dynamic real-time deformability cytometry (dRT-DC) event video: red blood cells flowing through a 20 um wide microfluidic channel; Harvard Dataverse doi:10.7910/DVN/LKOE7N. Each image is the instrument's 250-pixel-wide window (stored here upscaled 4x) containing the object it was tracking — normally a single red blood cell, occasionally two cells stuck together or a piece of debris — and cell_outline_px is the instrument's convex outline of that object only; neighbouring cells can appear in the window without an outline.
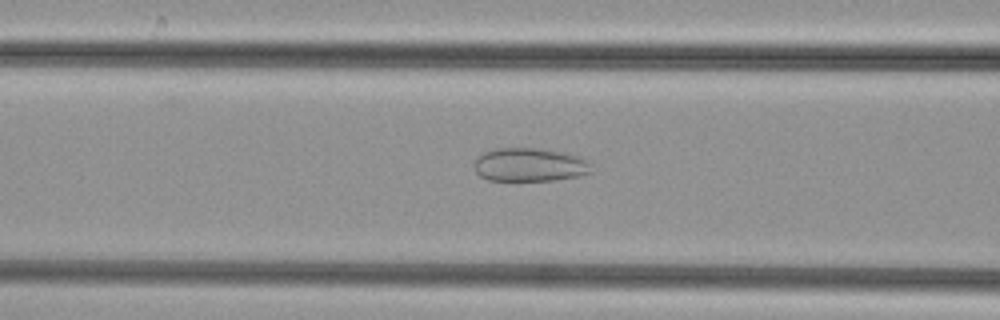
{"species": "common noctule bat (a hibernating species)", "species_latin": "Nyctalus noctula", "temperature_condition": "cold", "stored_images_in_passage": 37, "camera_frame_rate_fps": 3000, "um_per_image_px": 0.085, "animal": {"sex": "female", "body_mass_g": 29.2, "forearm_length_mm": 56.3}, "frame": {"image": 1, "passage_image": 14, "time_ms": 4.333, "image_size_px": [1000, 320], "cell_outline_px": [[592, 172], [580, 176], [552, 180], [488, 180], [480, 176], [476, 172], [476, 160], [484, 152], [496, 148], [536, 148], [564, 152], [588, 160], [592, 164]], "centroid_in_image_um": [45.07, 14.0], "position_along_channel_um": 121.5, "area_um2": 22.77}}
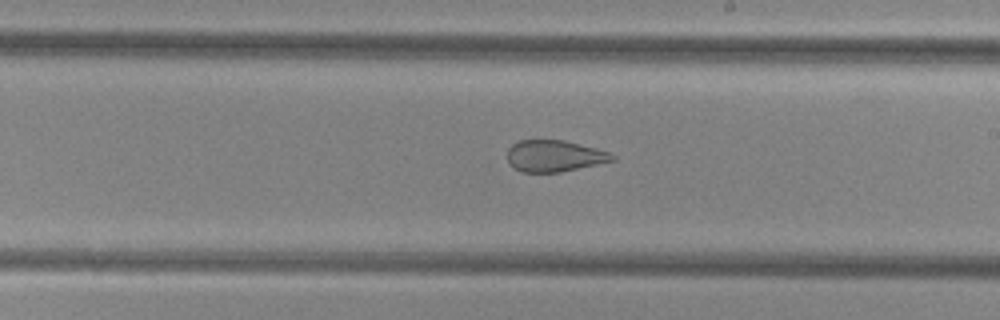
{"frame": {"image": 2, "passage_image": 23, "time_ms": 7.333, "image_size_px": [1000, 320], "cell_outline_px": [[616, 160], [560, 172], [520, 172], [508, 164], [508, 148], [512, 144], [520, 140], [564, 140], [596, 148], [608, 152], [616, 156]], "centroid_in_image_um": [47.1, 13.26], "position_along_channel_um": 241.9, "area_um2": 19.31}}
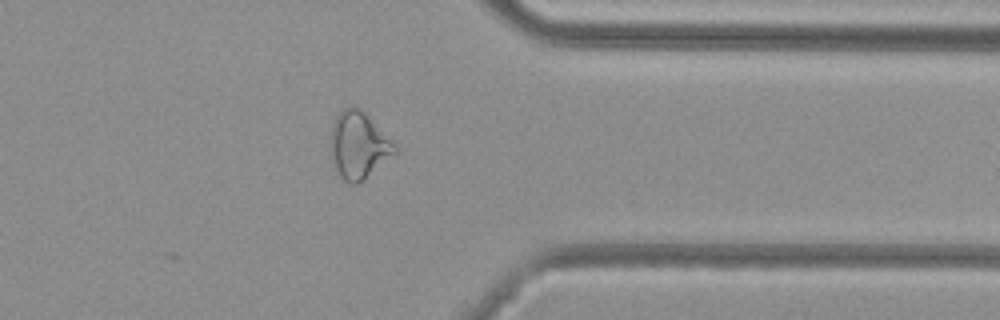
{"frame": {"image": 3, "passage_image": 34, "time_ms": 11.0, "image_size_px": [1000, 320], "cell_outline_px": [[400, 148], [396, 152], [364, 180], [356, 184], [348, 184], [340, 176], [332, 160], [328, 144], [332, 124], [336, 116], [344, 108], [356, 108], [364, 112]], "centroid_in_image_um": [30.46, 12.37], "position_along_channel_um": 380.9, "area_um2": 25.03}}